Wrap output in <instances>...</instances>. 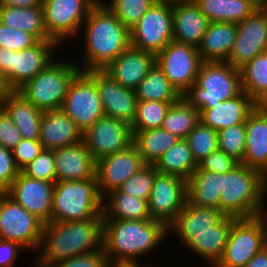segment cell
Segmentation results:
<instances>
[{
  "instance_id": "cell-48",
  "label": "cell",
  "mask_w": 267,
  "mask_h": 267,
  "mask_svg": "<svg viewBox=\"0 0 267 267\" xmlns=\"http://www.w3.org/2000/svg\"><path fill=\"white\" fill-rule=\"evenodd\" d=\"M39 139H22L17 146L12 149L13 158L20 171L32 162L43 150Z\"/></svg>"
},
{
  "instance_id": "cell-19",
  "label": "cell",
  "mask_w": 267,
  "mask_h": 267,
  "mask_svg": "<svg viewBox=\"0 0 267 267\" xmlns=\"http://www.w3.org/2000/svg\"><path fill=\"white\" fill-rule=\"evenodd\" d=\"M54 184L28 177L20 171L5 193L45 224L51 220Z\"/></svg>"
},
{
  "instance_id": "cell-42",
  "label": "cell",
  "mask_w": 267,
  "mask_h": 267,
  "mask_svg": "<svg viewBox=\"0 0 267 267\" xmlns=\"http://www.w3.org/2000/svg\"><path fill=\"white\" fill-rule=\"evenodd\" d=\"M157 0H110L106 6L130 31Z\"/></svg>"
},
{
  "instance_id": "cell-58",
  "label": "cell",
  "mask_w": 267,
  "mask_h": 267,
  "mask_svg": "<svg viewBox=\"0 0 267 267\" xmlns=\"http://www.w3.org/2000/svg\"><path fill=\"white\" fill-rule=\"evenodd\" d=\"M9 91V88L6 86L4 78L0 73V101L6 96Z\"/></svg>"
},
{
  "instance_id": "cell-32",
  "label": "cell",
  "mask_w": 267,
  "mask_h": 267,
  "mask_svg": "<svg viewBox=\"0 0 267 267\" xmlns=\"http://www.w3.org/2000/svg\"><path fill=\"white\" fill-rule=\"evenodd\" d=\"M186 194L189 204L219 209L221 174L197 167L187 180Z\"/></svg>"
},
{
  "instance_id": "cell-22",
  "label": "cell",
  "mask_w": 267,
  "mask_h": 267,
  "mask_svg": "<svg viewBox=\"0 0 267 267\" xmlns=\"http://www.w3.org/2000/svg\"><path fill=\"white\" fill-rule=\"evenodd\" d=\"M56 181L87 180L95 177L96 161L85 142L53 150Z\"/></svg>"
},
{
  "instance_id": "cell-45",
  "label": "cell",
  "mask_w": 267,
  "mask_h": 267,
  "mask_svg": "<svg viewBox=\"0 0 267 267\" xmlns=\"http://www.w3.org/2000/svg\"><path fill=\"white\" fill-rule=\"evenodd\" d=\"M21 171L31 178L56 182V168L53 150L43 149L41 153Z\"/></svg>"
},
{
  "instance_id": "cell-7",
  "label": "cell",
  "mask_w": 267,
  "mask_h": 267,
  "mask_svg": "<svg viewBox=\"0 0 267 267\" xmlns=\"http://www.w3.org/2000/svg\"><path fill=\"white\" fill-rule=\"evenodd\" d=\"M80 71L73 61L55 59L17 92L42 111L58 110L71 81Z\"/></svg>"
},
{
  "instance_id": "cell-44",
  "label": "cell",
  "mask_w": 267,
  "mask_h": 267,
  "mask_svg": "<svg viewBox=\"0 0 267 267\" xmlns=\"http://www.w3.org/2000/svg\"><path fill=\"white\" fill-rule=\"evenodd\" d=\"M157 173L158 171L154 165L146 164L134 175L129 177L119 190L125 194L148 201Z\"/></svg>"
},
{
  "instance_id": "cell-25",
  "label": "cell",
  "mask_w": 267,
  "mask_h": 267,
  "mask_svg": "<svg viewBox=\"0 0 267 267\" xmlns=\"http://www.w3.org/2000/svg\"><path fill=\"white\" fill-rule=\"evenodd\" d=\"M258 104L244 91L238 96L218 102L212 108L200 110V121L219 131L238 124H245L250 113Z\"/></svg>"
},
{
  "instance_id": "cell-31",
  "label": "cell",
  "mask_w": 267,
  "mask_h": 267,
  "mask_svg": "<svg viewBox=\"0 0 267 267\" xmlns=\"http://www.w3.org/2000/svg\"><path fill=\"white\" fill-rule=\"evenodd\" d=\"M103 220H150L148 202L114 190L103 197Z\"/></svg>"
},
{
  "instance_id": "cell-26",
  "label": "cell",
  "mask_w": 267,
  "mask_h": 267,
  "mask_svg": "<svg viewBox=\"0 0 267 267\" xmlns=\"http://www.w3.org/2000/svg\"><path fill=\"white\" fill-rule=\"evenodd\" d=\"M236 220L223 216L210 230L195 233L185 245L186 248L204 259L208 266H216L224 254L231 227Z\"/></svg>"
},
{
  "instance_id": "cell-3",
  "label": "cell",
  "mask_w": 267,
  "mask_h": 267,
  "mask_svg": "<svg viewBox=\"0 0 267 267\" xmlns=\"http://www.w3.org/2000/svg\"><path fill=\"white\" fill-rule=\"evenodd\" d=\"M168 235V228L153 219L103 220V250L108 262L147 256L159 248Z\"/></svg>"
},
{
  "instance_id": "cell-14",
  "label": "cell",
  "mask_w": 267,
  "mask_h": 267,
  "mask_svg": "<svg viewBox=\"0 0 267 267\" xmlns=\"http://www.w3.org/2000/svg\"><path fill=\"white\" fill-rule=\"evenodd\" d=\"M187 181L176 175L157 173L148 199L151 218L167 228L187 201Z\"/></svg>"
},
{
  "instance_id": "cell-37",
  "label": "cell",
  "mask_w": 267,
  "mask_h": 267,
  "mask_svg": "<svg viewBox=\"0 0 267 267\" xmlns=\"http://www.w3.org/2000/svg\"><path fill=\"white\" fill-rule=\"evenodd\" d=\"M139 101L176 102L182 95L155 64L135 89Z\"/></svg>"
},
{
  "instance_id": "cell-10",
  "label": "cell",
  "mask_w": 267,
  "mask_h": 267,
  "mask_svg": "<svg viewBox=\"0 0 267 267\" xmlns=\"http://www.w3.org/2000/svg\"><path fill=\"white\" fill-rule=\"evenodd\" d=\"M44 223L5 192H0V239L20 244L25 250L39 249Z\"/></svg>"
},
{
  "instance_id": "cell-17",
  "label": "cell",
  "mask_w": 267,
  "mask_h": 267,
  "mask_svg": "<svg viewBox=\"0 0 267 267\" xmlns=\"http://www.w3.org/2000/svg\"><path fill=\"white\" fill-rule=\"evenodd\" d=\"M83 141L95 161L127 149L133 142L131 126L103 116L83 133Z\"/></svg>"
},
{
  "instance_id": "cell-59",
  "label": "cell",
  "mask_w": 267,
  "mask_h": 267,
  "mask_svg": "<svg viewBox=\"0 0 267 267\" xmlns=\"http://www.w3.org/2000/svg\"><path fill=\"white\" fill-rule=\"evenodd\" d=\"M258 7H267V0H251Z\"/></svg>"
},
{
  "instance_id": "cell-51",
  "label": "cell",
  "mask_w": 267,
  "mask_h": 267,
  "mask_svg": "<svg viewBox=\"0 0 267 267\" xmlns=\"http://www.w3.org/2000/svg\"><path fill=\"white\" fill-rule=\"evenodd\" d=\"M22 140V135L7 113L0 107V146L12 150Z\"/></svg>"
},
{
  "instance_id": "cell-9",
  "label": "cell",
  "mask_w": 267,
  "mask_h": 267,
  "mask_svg": "<svg viewBox=\"0 0 267 267\" xmlns=\"http://www.w3.org/2000/svg\"><path fill=\"white\" fill-rule=\"evenodd\" d=\"M98 2L99 0H43L44 26L48 37L62 46L63 41L81 34L83 22Z\"/></svg>"
},
{
  "instance_id": "cell-2",
  "label": "cell",
  "mask_w": 267,
  "mask_h": 267,
  "mask_svg": "<svg viewBox=\"0 0 267 267\" xmlns=\"http://www.w3.org/2000/svg\"><path fill=\"white\" fill-rule=\"evenodd\" d=\"M101 2L90 10L82 25L85 58L83 64L77 63L82 72L105 69L130 46V31Z\"/></svg>"
},
{
  "instance_id": "cell-40",
  "label": "cell",
  "mask_w": 267,
  "mask_h": 267,
  "mask_svg": "<svg viewBox=\"0 0 267 267\" xmlns=\"http://www.w3.org/2000/svg\"><path fill=\"white\" fill-rule=\"evenodd\" d=\"M174 102L139 101L131 124L132 131H144L162 127L165 115Z\"/></svg>"
},
{
  "instance_id": "cell-34",
  "label": "cell",
  "mask_w": 267,
  "mask_h": 267,
  "mask_svg": "<svg viewBox=\"0 0 267 267\" xmlns=\"http://www.w3.org/2000/svg\"><path fill=\"white\" fill-rule=\"evenodd\" d=\"M132 144L146 164L154 165L180 138L162 127L144 131H132Z\"/></svg>"
},
{
  "instance_id": "cell-30",
  "label": "cell",
  "mask_w": 267,
  "mask_h": 267,
  "mask_svg": "<svg viewBox=\"0 0 267 267\" xmlns=\"http://www.w3.org/2000/svg\"><path fill=\"white\" fill-rule=\"evenodd\" d=\"M237 34V24L209 22L198 47L203 62L227 61Z\"/></svg>"
},
{
  "instance_id": "cell-8",
  "label": "cell",
  "mask_w": 267,
  "mask_h": 267,
  "mask_svg": "<svg viewBox=\"0 0 267 267\" xmlns=\"http://www.w3.org/2000/svg\"><path fill=\"white\" fill-rule=\"evenodd\" d=\"M267 245V213L237 219L230 230L224 254L216 267H244Z\"/></svg>"
},
{
  "instance_id": "cell-53",
  "label": "cell",
  "mask_w": 267,
  "mask_h": 267,
  "mask_svg": "<svg viewBox=\"0 0 267 267\" xmlns=\"http://www.w3.org/2000/svg\"><path fill=\"white\" fill-rule=\"evenodd\" d=\"M43 0H0V6L33 8L42 7Z\"/></svg>"
},
{
  "instance_id": "cell-12",
  "label": "cell",
  "mask_w": 267,
  "mask_h": 267,
  "mask_svg": "<svg viewBox=\"0 0 267 267\" xmlns=\"http://www.w3.org/2000/svg\"><path fill=\"white\" fill-rule=\"evenodd\" d=\"M60 109L83 133L105 115L95 81L82 71L71 81Z\"/></svg>"
},
{
  "instance_id": "cell-50",
  "label": "cell",
  "mask_w": 267,
  "mask_h": 267,
  "mask_svg": "<svg viewBox=\"0 0 267 267\" xmlns=\"http://www.w3.org/2000/svg\"><path fill=\"white\" fill-rule=\"evenodd\" d=\"M19 173L12 150L0 146V192H5Z\"/></svg>"
},
{
  "instance_id": "cell-39",
  "label": "cell",
  "mask_w": 267,
  "mask_h": 267,
  "mask_svg": "<svg viewBox=\"0 0 267 267\" xmlns=\"http://www.w3.org/2000/svg\"><path fill=\"white\" fill-rule=\"evenodd\" d=\"M199 122V111L182 96L170 105L165 115L162 128L180 139H185L188 133Z\"/></svg>"
},
{
  "instance_id": "cell-23",
  "label": "cell",
  "mask_w": 267,
  "mask_h": 267,
  "mask_svg": "<svg viewBox=\"0 0 267 267\" xmlns=\"http://www.w3.org/2000/svg\"><path fill=\"white\" fill-rule=\"evenodd\" d=\"M83 140V132L61 109L44 111L40 121L39 141L46 150L71 146Z\"/></svg>"
},
{
  "instance_id": "cell-49",
  "label": "cell",
  "mask_w": 267,
  "mask_h": 267,
  "mask_svg": "<svg viewBox=\"0 0 267 267\" xmlns=\"http://www.w3.org/2000/svg\"><path fill=\"white\" fill-rule=\"evenodd\" d=\"M47 267H108V260L104 250H97L56 262Z\"/></svg>"
},
{
  "instance_id": "cell-6",
  "label": "cell",
  "mask_w": 267,
  "mask_h": 267,
  "mask_svg": "<svg viewBox=\"0 0 267 267\" xmlns=\"http://www.w3.org/2000/svg\"><path fill=\"white\" fill-rule=\"evenodd\" d=\"M102 201L96 176L87 180L56 181L50 222L103 218Z\"/></svg>"
},
{
  "instance_id": "cell-24",
  "label": "cell",
  "mask_w": 267,
  "mask_h": 267,
  "mask_svg": "<svg viewBox=\"0 0 267 267\" xmlns=\"http://www.w3.org/2000/svg\"><path fill=\"white\" fill-rule=\"evenodd\" d=\"M246 146L241 164L260 170L267 177V109L261 104L245 121Z\"/></svg>"
},
{
  "instance_id": "cell-20",
  "label": "cell",
  "mask_w": 267,
  "mask_h": 267,
  "mask_svg": "<svg viewBox=\"0 0 267 267\" xmlns=\"http://www.w3.org/2000/svg\"><path fill=\"white\" fill-rule=\"evenodd\" d=\"M86 73L96 83L105 116L113 117L131 126L136 114L135 90L122 87L104 70H89Z\"/></svg>"
},
{
  "instance_id": "cell-54",
  "label": "cell",
  "mask_w": 267,
  "mask_h": 267,
  "mask_svg": "<svg viewBox=\"0 0 267 267\" xmlns=\"http://www.w3.org/2000/svg\"><path fill=\"white\" fill-rule=\"evenodd\" d=\"M11 50L0 47V73L2 74L5 84L8 87V65Z\"/></svg>"
},
{
  "instance_id": "cell-4",
  "label": "cell",
  "mask_w": 267,
  "mask_h": 267,
  "mask_svg": "<svg viewBox=\"0 0 267 267\" xmlns=\"http://www.w3.org/2000/svg\"><path fill=\"white\" fill-rule=\"evenodd\" d=\"M266 195L267 177L260 170L239 163L221 174L219 210L224 216L248 219L266 214Z\"/></svg>"
},
{
  "instance_id": "cell-57",
  "label": "cell",
  "mask_w": 267,
  "mask_h": 267,
  "mask_svg": "<svg viewBox=\"0 0 267 267\" xmlns=\"http://www.w3.org/2000/svg\"><path fill=\"white\" fill-rule=\"evenodd\" d=\"M157 1L165 2L172 7L180 4H194L197 2V0H157Z\"/></svg>"
},
{
  "instance_id": "cell-55",
  "label": "cell",
  "mask_w": 267,
  "mask_h": 267,
  "mask_svg": "<svg viewBox=\"0 0 267 267\" xmlns=\"http://www.w3.org/2000/svg\"><path fill=\"white\" fill-rule=\"evenodd\" d=\"M244 267H267V245L255 254Z\"/></svg>"
},
{
  "instance_id": "cell-33",
  "label": "cell",
  "mask_w": 267,
  "mask_h": 267,
  "mask_svg": "<svg viewBox=\"0 0 267 267\" xmlns=\"http://www.w3.org/2000/svg\"><path fill=\"white\" fill-rule=\"evenodd\" d=\"M202 13L209 22L240 23L258 6L251 0H197Z\"/></svg>"
},
{
  "instance_id": "cell-5",
  "label": "cell",
  "mask_w": 267,
  "mask_h": 267,
  "mask_svg": "<svg viewBox=\"0 0 267 267\" xmlns=\"http://www.w3.org/2000/svg\"><path fill=\"white\" fill-rule=\"evenodd\" d=\"M242 92L240 69L226 61L203 62L195 83L182 95L198 111L207 110Z\"/></svg>"
},
{
  "instance_id": "cell-16",
  "label": "cell",
  "mask_w": 267,
  "mask_h": 267,
  "mask_svg": "<svg viewBox=\"0 0 267 267\" xmlns=\"http://www.w3.org/2000/svg\"><path fill=\"white\" fill-rule=\"evenodd\" d=\"M58 46L60 45L52 39H43L30 48L11 51L8 65L9 90L17 91L52 63Z\"/></svg>"
},
{
  "instance_id": "cell-15",
  "label": "cell",
  "mask_w": 267,
  "mask_h": 267,
  "mask_svg": "<svg viewBox=\"0 0 267 267\" xmlns=\"http://www.w3.org/2000/svg\"><path fill=\"white\" fill-rule=\"evenodd\" d=\"M267 51V7H258L237 23V34L227 63L240 69L255 56Z\"/></svg>"
},
{
  "instance_id": "cell-36",
  "label": "cell",
  "mask_w": 267,
  "mask_h": 267,
  "mask_svg": "<svg viewBox=\"0 0 267 267\" xmlns=\"http://www.w3.org/2000/svg\"><path fill=\"white\" fill-rule=\"evenodd\" d=\"M154 166L159 173L176 175L187 181L198 167V163L187 141L179 139L157 160Z\"/></svg>"
},
{
  "instance_id": "cell-60",
  "label": "cell",
  "mask_w": 267,
  "mask_h": 267,
  "mask_svg": "<svg viewBox=\"0 0 267 267\" xmlns=\"http://www.w3.org/2000/svg\"><path fill=\"white\" fill-rule=\"evenodd\" d=\"M265 109H267V99L261 104Z\"/></svg>"
},
{
  "instance_id": "cell-47",
  "label": "cell",
  "mask_w": 267,
  "mask_h": 267,
  "mask_svg": "<svg viewBox=\"0 0 267 267\" xmlns=\"http://www.w3.org/2000/svg\"><path fill=\"white\" fill-rule=\"evenodd\" d=\"M238 164L237 160L218 148L201 160L198 167L202 170L223 174L231 171Z\"/></svg>"
},
{
  "instance_id": "cell-27",
  "label": "cell",
  "mask_w": 267,
  "mask_h": 267,
  "mask_svg": "<svg viewBox=\"0 0 267 267\" xmlns=\"http://www.w3.org/2000/svg\"><path fill=\"white\" fill-rule=\"evenodd\" d=\"M224 215L217 208L199 207L187 201L175 221L168 227V233H174L185 246L195 233L208 231Z\"/></svg>"
},
{
  "instance_id": "cell-43",
  "label": "cell",
  "mask_w": 267,
  "mask_h": 267,
  "mask_svg": "<svg viewBox=\"0 0 267 267\" xmlns=\"http://www.w3.org/2000/svg\"><path fill=\"white\" fill-rule=\"evenodd\" d=\"M245 146V124H238L218 131V148L239 163L243 161Z\"/></svg>"
},
{
  "instance_id": "cell-18",
  "label": "cell",
  "mask_w": 267,
  "mask_h": 267,
  "mask_svg": "<svg viewBox=\"0 0 267 267\" xmlns=\"http://www.w3.org/2000/svg\"><path fill=\"white\" fill-rule=\"evenodd\" d=\"M146 163L131 144L127 149L107 155L96 161L95 176L102 198L119 189L122 184Z\"/></svg>"
},
{
  "instance_id": "cell-52",
  "label": "cell",
  "mask_w": 267,
  "mask_h": 267,
  "mask_svg": "<svg viewBox=\"0 0 267 267\" xmlns=\"http://www.w3.org/2000/svg\"><path fill=\"white\" fill-rule=\"evenodd\" d=\"M20 244L0 239V267H12L23 250Z\"/></svg>"
},
{
  "instance_id": "cell-56",
  "label": "cell",
  "mask_w": 267,
  "mask_h": 267,
  "mask_svg": "<svg viewBox=\"0 0 267 267\" xmlns=\"http://www.w3.org/2000/svg\"><path fill=\"white\" fill-rule=\"evenodd\" d=\"M139 260H116L108 262V267H147L145 264H139ZM150 267V266H149Z\"/></svg>"
},
{
  "instance_id": "cell-11",
  "label": "cell",
  "mask_w": 267,
  "mask_h": 267,
  "mask_svg": "<svg viewBox=\"0 0 267 267\" xmlns=\"http://www.w3.org/2000/svg\"><path fill=\"white\" fill-rule=\"evenodd\" d=\"M173 41V7L156 1L130 29V46L158 54Z\"/></svg>"
},
{
  "instance_id": "cell-28",
  "label": "cell",
  "mask_w": 267,
  "mask_h": 267,
  "mask_svg": "<svg viewBox=\"0 0 267 267\" xmlns=\"http://www.w3.org/2000/svg\"><path fill=\"white\" fill-rule=\"evenodd\" d=\"M208 25L209 20L196 3L173 7V41L198 48Z\"/></svg>"
},
{
  "instance_id": "cell-21",
  "label": "cell",
  "mask_w": 267,
  "mask_h": 267,
  "mask_svg": "<svg viewBox=\"0 0 267 267\" xmlns=\"http://www.w3.org/2000/svg\"><path fill=\"white\" fill-rule=\"evenodd\" d=\"M155 65V54L129 46L105 69L122 87L136 89Z\"/></svg>"
},
{
  "instance_id": "cell-41",
  "label": "cell",
  "mask_w": 267,
  "mask_h": 267,
  "mask_svg": "<svg viewBox=\"0 0 267 267\" xmlns=\"http://www.w3.org/2000/svg\"><path fill=\"white\" fill-rule=\"evenodd\" d=\"M185 140L197 163L218 149V131L204 125L201 121L188 133Z\"/></svg>"
},
{
  "instance_id": "cell-13",
  "label": "cell",
  "mask_w": 267,
  "mask_h": 267,
  "mask_svg": "<svg viewBox=\"0 0 267 267\" xmlns=\"http://www.w3.org/2000/svg\"><path fill=\"white\" fill-rule=\"evenodd\" d=\"M202 63L198 48L175 41L155 55V64L181 95L195 83Z\"/></svg>"
},
{
  "instance_id": "cell-38",
  "label": "cell",
  "mask_w": 267,
  "mask_h": 267,
  "mask_svg": "<svg viewBox=\"0 0 267 267\" xmlns=\"http://www.w3.org/2000/svg\"><path fill=\"white\" fill-rule=\"evenodd\" d=\"M242 91L257 104L267 99V51L255 56L240 68Z\"/></svg>"
},
{
  "instance_id": "cell-35",
  "label": "cell",
  "mask_w": 267,
  "mask_h": 267,
  "mask_svg": "<svg viewBox=\"0 0 267 267\" xmlns=\"http://www.w3.org/2000/svg\"><path fill=\"white\" fill-rule=\"evenodd\" d=\"M0 22L33 34L38 40L50 39L44 26L43 8L0 6Z\"/></svg>"
},
{
  "instance_id": "cell-1",
  "label": "cell",
  "mask_w": 267,
  "mask_h": 267,
  "mask_svg": "<svg viewBox=\"0 0 267 267\" xmlns=\"http://www.w3.org/2000/svg\"><path fill=\"white\" fill-rule=\"evenodd\" d=\"M40 247L37 267L103 250V218L45 223Z\"/></svg>"
},
{
  "instance_id": "cell-46",
  "label": "cell",
  "mask_w": 267,
  "mask_h": 267,
  "mask_svg": "<svg viewBox=\"0 0 267 267\" xmlns=\"http://www.w3.org/2000/svg\"><path fill=\"white\" fill-rule=\"evenodd\" d=\"M39 40L31 33L11 28L0 22V47L20 51L36 44Z\"/></svg>"
},
{
  "instance_id": "cell-29",
  "label": "cell",
  "mask_w": 267,
  "mask_h": 267,
  "mask_svg": "<svg viewBox=\"0 0 267 267\" xmlns=\"http://www.w3.org/2000/svg\"><path fill=\"white\" fill-rule=\"evenodd\" d=\"M0 107L16 125L22 139H39L40 121L44 111L36 108L17 91H9L0 101Z\"/></svg>"
}]
</instances>
